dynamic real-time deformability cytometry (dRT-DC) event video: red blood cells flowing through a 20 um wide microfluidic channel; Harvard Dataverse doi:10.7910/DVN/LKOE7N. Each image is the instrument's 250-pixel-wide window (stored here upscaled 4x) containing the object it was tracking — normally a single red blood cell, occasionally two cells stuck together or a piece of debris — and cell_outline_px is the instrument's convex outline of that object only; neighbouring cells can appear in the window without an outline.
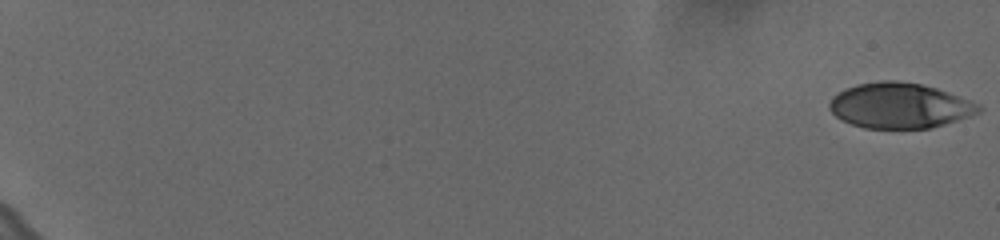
{"species": "human", "species_latin": "Homo sapiens", "temperature_condition": "cold", "stored_images_in_passage": 60, "camera_frame_rate_fps": 3000, "um_per_image_px": 0.085, "donor": {"sex": "female"}, "frame": {"image": 1, "passage_image": 1, "time_ms": 0.0, "image_size_px": [1000, 240], "cell_outline_px": [[980, 112], [944, 124], [928, 128], [864, 128], [852, 124], [836, 116], [828, 108], [828, 104], [832, 96], [856, 84], [880, 80], [896, 80], [920, 84], [936, 88], [980, 104]], "centroid_in_image_um": [76.44, 8.97], "position_along_channel_um": 8.6, "area_um2": 39.07}}
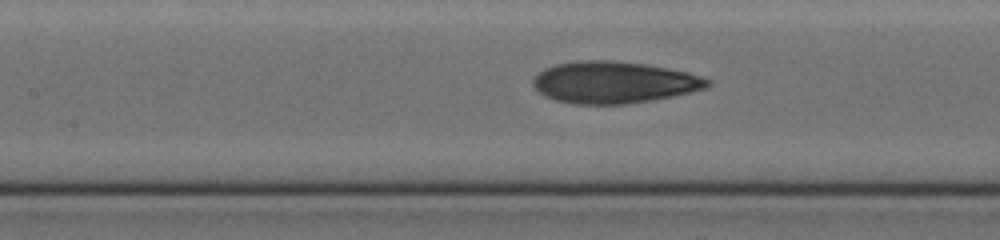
{"frame": {"image": 2, "passage_image": 32, "time_ms": 10.333, "image_size_px": [1000, 240], "cell_outline_px": [[712, 84], [708, 88], [672, 96], [652, 100], [624, 104], [576, 104], [556, 100], [544, 96], [532, 84], [532, 80], [544, 68], [556, 64], [576, 60], [612, 60], [644, 64], [688, 72], [712, 80]], "centroid_in_image_um": [52.19, 6.99], "position_along_channel_um": 155.2, "area_um2": 42.48}}
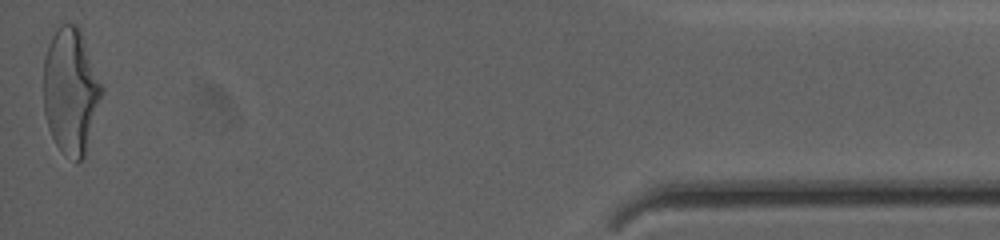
{"frame": {"image": 3, "passage_image": 60, "time_ms": 19.667, "image_size_px": [1000, 240], "cell_outline_px": [[104, 88], [84, 156], [76, 164], [56, 144], [48, 128], [44, 112], [44, 56], [48, 44], [56, 28], [60, 24], [76, 24], [80, 28]], "centroid_in_image_um": [6.01, 7.7], "position_along_channel_um": 429.2, "area_um2": 42.6}, "authors_computed_cell_mechanics": {"area_um2": 40.2577, "velocity_mm_per_s": 3.6419, "shape_relaxation_time_tau1_ms": 4.1715, "shape_relaxation_time_tau2_ms": 1.4979, "deformation_change_tau1": 0.18, "deformation_change_tau2": 0.0868}}